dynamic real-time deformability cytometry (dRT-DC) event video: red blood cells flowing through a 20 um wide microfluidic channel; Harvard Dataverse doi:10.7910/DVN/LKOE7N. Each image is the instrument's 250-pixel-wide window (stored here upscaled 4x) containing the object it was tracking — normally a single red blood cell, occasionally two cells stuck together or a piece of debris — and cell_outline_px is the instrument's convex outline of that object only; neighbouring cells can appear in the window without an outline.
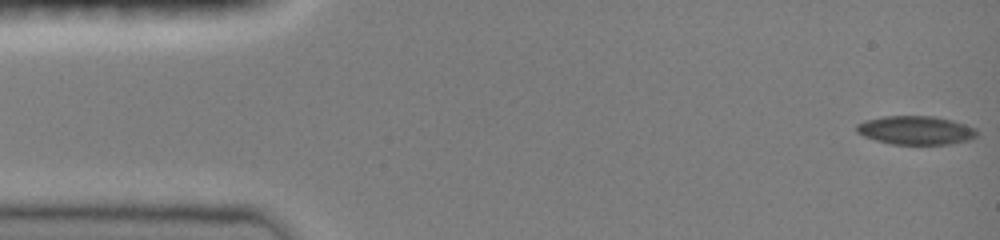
{"species": "common noctule bat (a hibernating species)", "species_latin": "Nyctalus noctula", "temperature_condition": "room temperature", "stored_images_in_passage": 26, "camera_frame_rate_fps": 3000, "um_per_image_px": 0.085, "animal": {"sex": "female", "body_mass_g": 19.0, "forearm_length_mm": 51.5}, "frame": {"image": 1, "passage_image": 1, "time_ms": 0.0, "image_size_px": [1000, 240], "cell_outline_px": [[980, 132], [976, 136], [968, 140], [952, 144], [892, 144], [876, 140], [864, 136], [856, 132], [856, 124], [864, 120], [884, 116], [936, 116], [952, 120], [976, 128]], "centroid_in_image_um": [77.85, 11.06], "position_along_channel_um": 7.1, "area_um2": 20.23}}
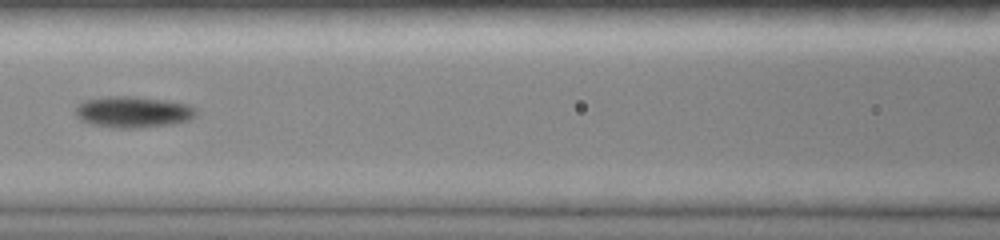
{"frame": {"image": 2, "passage_image": 19, "time_ms": 6.0, "image_size_px": [1000, 240], "cell_outline_px": [[196, 116], [192, 120], [172, 124], [132, 128], [112, 128], [92, 124], [80, 120], [76, 116], [76, 104], [84, 100], [108, 96], [132, 96], [168, 100], [188, 104], [196, 108]], "centroid_in_image_um": [11.32, 9.51], "position_along_channel_um": 155.3, "area_um2": 22.25}}
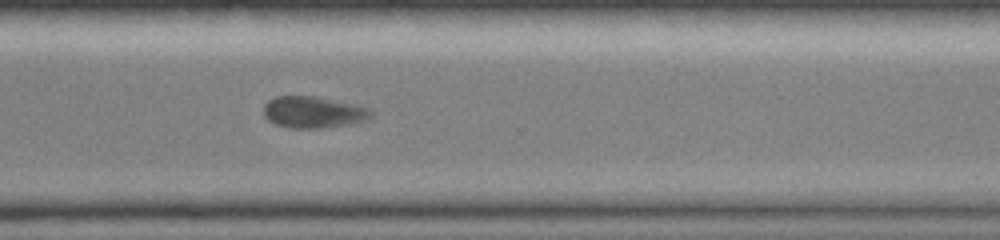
{"frame": {"image": 3, "passage_image": 26, "time_ms": 8.333, "image_size_px": [1000, 240], "cell_outline_px": [[372, 116], [364, 120], [348, 124], [320, 128], [292, 128], [276, 124], [268, 120], [264, 116], [264, 104], [268, 100], [276, 96], [316, 96], [356, 104], [372, 108]], "centroid_in_image_um": [26.63, 9.52], "position_along_channel_um": 344.0, "area_um2": 19.83}}